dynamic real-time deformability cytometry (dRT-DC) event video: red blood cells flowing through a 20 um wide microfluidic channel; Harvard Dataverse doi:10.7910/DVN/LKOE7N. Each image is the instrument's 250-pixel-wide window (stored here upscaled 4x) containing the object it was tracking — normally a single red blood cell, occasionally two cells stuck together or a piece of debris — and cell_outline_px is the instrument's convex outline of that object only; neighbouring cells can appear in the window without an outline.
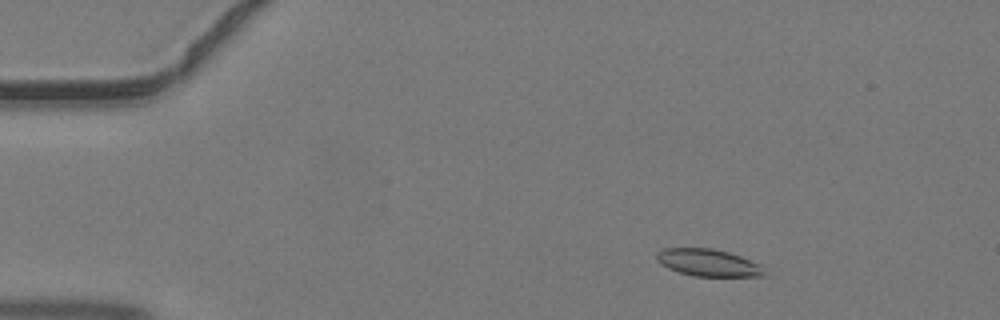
{"species": "common noctule bat (a hibernating species)", "species_latin": "Nyctalus noctula", "temperature_condition": "warm", "stored_images_in_passage": 44, "camera_frame_rate_fps": 3000, "um_per_image_px": 0.085, "animal": {"sex": "male", "body_mass_g": 19.2, "forearm_length_mm": 51.8}, "frame": {"image": 1, "passage_image": 6, "time_ms": 1.667, "image_size_px": [1000, 320], "cell_outline_px": [[768, 276], [692, 276], [668, 268], [660, 264], [656, 260], [656, 252], [664, 248], [712, 248], [728, 252], [740, 256], [760, 264]], "centroid_in_image_um": [60.18, 22.33], "position_along_channel_um": 24.8, "area_um2": 17.11}}
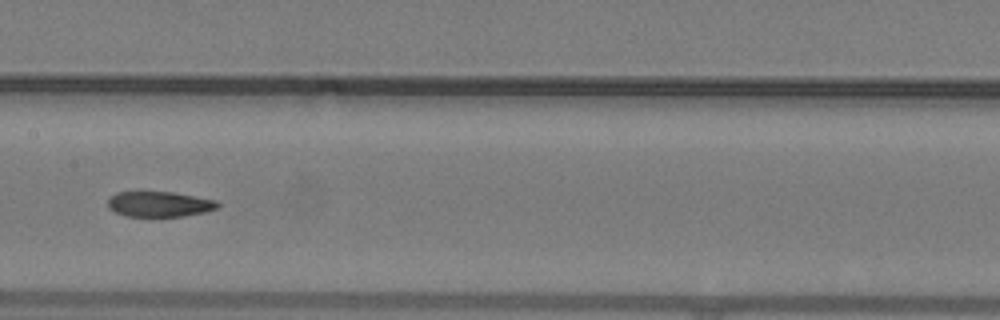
{"frame": {"image": 2, "passage_image": 22, "time_ms": 7.0, "image_size_px": [1000, 320], "cell_outline_px": [[220, 208], [204, 212], [184, 216], [124, 216], [112, 212], [108, 208], [108, 200], [116, 192], [136, 188], [172, 192], [216, 200], [220, 204]], "centroid_in_image_um": [13.47, 17.3], "position_along_channel_um": 193.9, "area_um2": 17.11}}
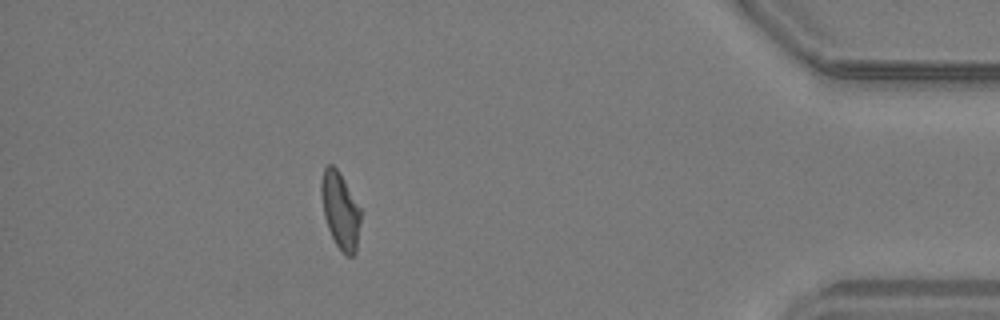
{"frame": {"image": 3, "passage_image": 39, "time_ms": 12.667, "image_size_px": [1000, 320], "cell_outline_px": [[360, 220], [356, 252], [352, 256], [348, 256], [336, 244], [328, 228], [324, 216], [320, 196], [320, 180], [324, 168], [328, 164], [332, 164], [340, 172], [360, 208]], "centroid_in_image_um": [28.89, 17.84], "position_along_channel_um": 406.3, "area_um2": 17.51}}